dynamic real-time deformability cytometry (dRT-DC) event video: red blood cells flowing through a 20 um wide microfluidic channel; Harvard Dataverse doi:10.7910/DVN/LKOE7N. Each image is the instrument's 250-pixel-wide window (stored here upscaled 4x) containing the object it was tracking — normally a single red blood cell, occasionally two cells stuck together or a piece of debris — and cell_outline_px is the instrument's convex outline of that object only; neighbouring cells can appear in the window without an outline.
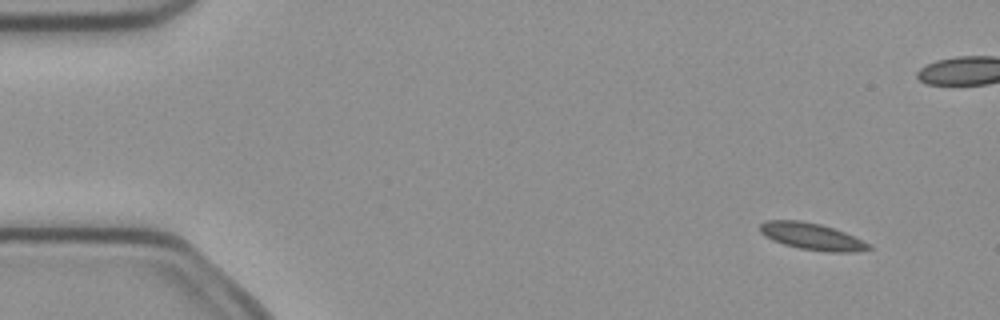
{"species": "common noctule bat (a hibernating species)", "species_latin": "Nyctalus noctula", "temperature_condition": "cold", "stored_images_in_passage": 8, "camera_frame_rate_fps": 3000, "um_per_image_px": 0.085, "animal": {"sex": "female", "body_mass_g": 21.9}, "frame": {"image": 1, "passage_image": 2, "time_ms": 0.333, "image_size_px": [1000, 320], "cell_outline_px": [[872, 248], [856, 252], [824, 252], [800, 248], [784, 244], [772, 240], [764, 236], [760, 232], [760, 224], [768, 220], [800, 220], [820, 224], [844, 232], [872, 244]], "centroid_in_image_um": [69.02, 20.1], "position_along_channel_um": 16.0, "area_um2": 16.99}}
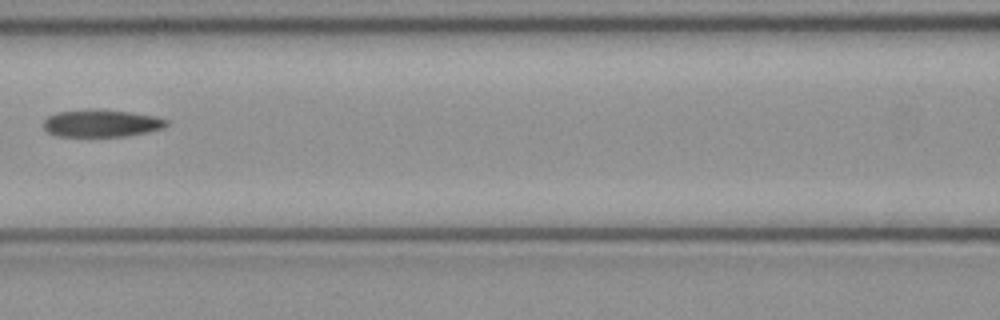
{"frame": {"image": 2, "passage_image": 8, "time_ms": 2.333, "image_size_px": [1000, 320], "cell_outline_px": [[168, 124], [164, 128], [148, 132], [128, 136], [56, 136], [48, 132], [44, 128], [44, 120], [48, 116], [56, 112], [88, 108], [96, 108], [128, 112], [156, 116], [168, 120]], "centroid_in_image_um": [8.62, 10.46], "position_along_channel_um": 158.0, "area_um2": 19.88}}